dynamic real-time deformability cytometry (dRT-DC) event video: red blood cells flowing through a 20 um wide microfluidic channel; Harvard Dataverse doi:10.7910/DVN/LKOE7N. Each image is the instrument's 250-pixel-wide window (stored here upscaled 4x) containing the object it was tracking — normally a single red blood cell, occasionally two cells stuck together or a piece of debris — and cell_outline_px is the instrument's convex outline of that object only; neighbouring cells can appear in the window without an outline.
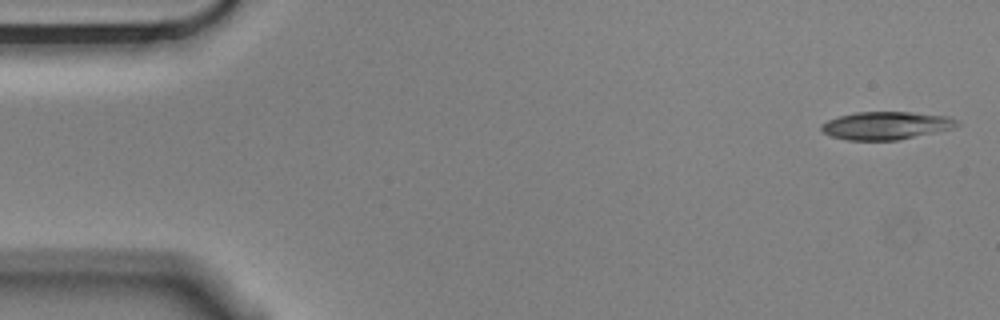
{"species": "Egyptian fruit bat (a non-hibernating species)", "species_latin": "Rousettus aegyptiacus", "temperature_condition": "cold", "stored_images_in_passage": 5, "camera_frame_rate_fps": 3000, "um_per_image_px": 0.085, "animal": {"sex": "male"}, "frame": {"image": 1, "passage_image": 1, "time_ms": 0.0, "image_size_px": [1000, 320], "cell_outline_px": [[960, 124], [956, 128], [896, 140], [848, 140], [832, 136], [824, 132], [820, 128], [820, 124], [828, 120], [840, 116], [856, 112], [912, 112], [948, 116], [956, 120]], "centroid_in_image_um": [75.34, 10.67], "position_along_channel_um": 9.7, "area_um2": 21.96}}
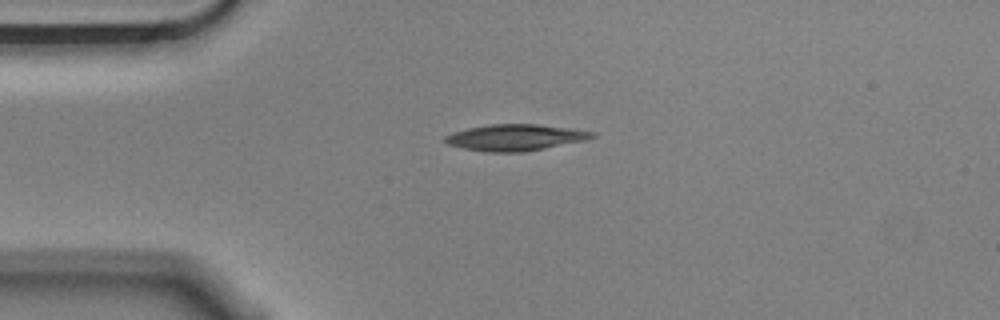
{"frame": {"image": 2, "passage_image": 4, "time_ms": 1.0, "image_size_px": [1000, 320], "cell_outline_px": [[596, 136], [584, 140], [524, 152], [484, 152], [460, 148], [448, 144], [444, 140], [444, 136], [452, 132], [468, 128], [492, 124], [536, 124], [568, 128], [596, 132]], "centroid_in_image_um": [43.74, 11.69], "position_along_channel_um": 41.3, "area_um2": 22.48}}